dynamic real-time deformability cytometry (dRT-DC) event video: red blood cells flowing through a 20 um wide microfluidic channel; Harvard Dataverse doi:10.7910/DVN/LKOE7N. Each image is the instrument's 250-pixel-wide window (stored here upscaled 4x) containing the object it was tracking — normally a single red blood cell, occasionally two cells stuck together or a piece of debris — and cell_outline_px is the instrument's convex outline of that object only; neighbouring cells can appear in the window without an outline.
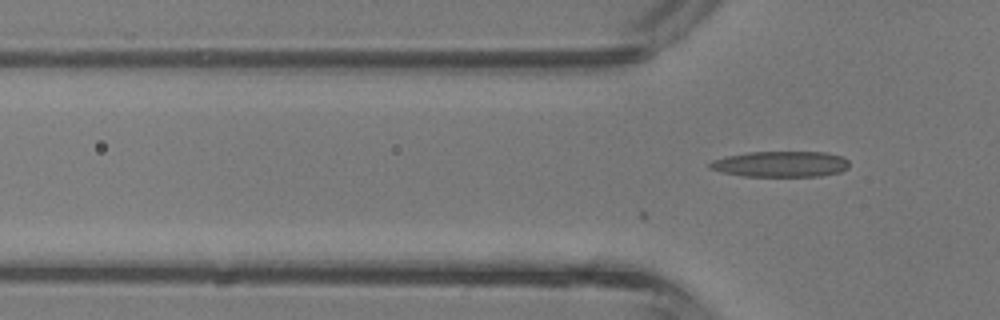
{"species": "common noctule bat (a hibernating species)", "species_latin": "Nyctalus noctula", "temperature_condition": "room temperature", "stored_images_in_passage": 2, "camera_frame_rate_fps": 3000, "um_per_image_px": 0.085, "animal": {"sex": "male", "body_mass_g": 13.3}, "frame": {"image": 1, "passage_image": 2, "time_ms": 0.333, "image_size_px": [1000, 320], "cell_outline_px": [[848, 168], [840, 172], [820, 176], [744, 176], [720, 172], [708, 168], [708, 164], [712, 160], [724, 156], [748, 152], [828, 152], [844, 156], [848, 160]], "centroid_in_image_um": [66.34, 13.94], "position_along_channel_um": 59.5, "area_um2": 21.21}}